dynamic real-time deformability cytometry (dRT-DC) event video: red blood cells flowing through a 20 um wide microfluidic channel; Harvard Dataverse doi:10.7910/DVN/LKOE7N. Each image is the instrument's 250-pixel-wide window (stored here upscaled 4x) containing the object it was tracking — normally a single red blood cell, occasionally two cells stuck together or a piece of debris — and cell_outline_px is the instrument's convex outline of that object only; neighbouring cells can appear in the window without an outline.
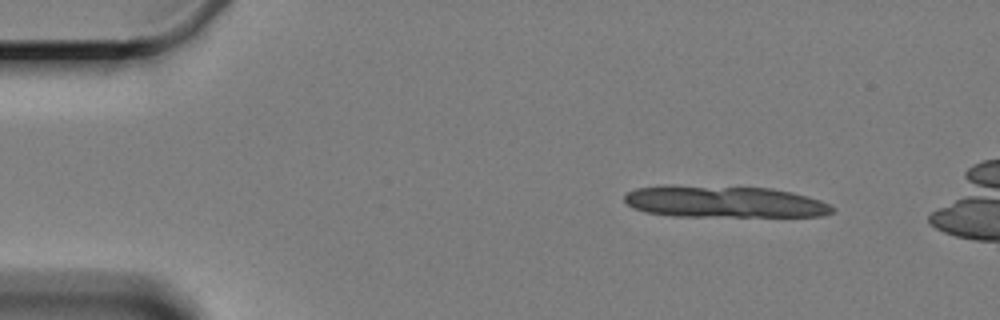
{"species": "Egyptian fruit bat (a non-hibernating species)", "species_latin": "Rousettus aegyptiacus", "temperature_condition": "cold", "stored_images_in_passage": 6, "segment_of_instrument_passage": [1, 2], "camera_frame_rate_fps": 3000, "um_per_image_px": 0.085, "animal": {"sex": "female"}, "frame": {"image": 1, "passage_image": 2, "time_ms": 1.333, "image_size_px": [1000, 320], "cell_outline_px": [[836, 208], [832, 212], [820, 216], [672, 216], [648, 212], [632, 208], [624, 200], [624, 196], [628, 192], [636, 188], [772, 188], [792, 192], [820, 200]], "centroid_in_image_um": [61.65, 17.2], "position_along_channel_um": 23.3, "area_um2": 36.76}}